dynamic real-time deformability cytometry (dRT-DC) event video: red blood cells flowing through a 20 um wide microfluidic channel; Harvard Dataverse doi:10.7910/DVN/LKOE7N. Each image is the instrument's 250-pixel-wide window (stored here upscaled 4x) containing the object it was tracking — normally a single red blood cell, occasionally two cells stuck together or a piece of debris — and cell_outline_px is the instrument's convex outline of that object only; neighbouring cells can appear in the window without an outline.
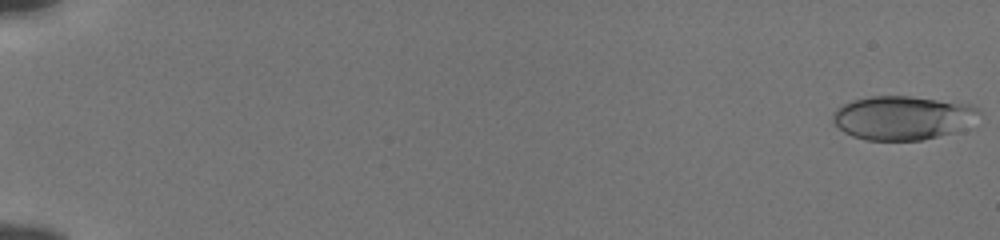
{"species": "human", "species_latin": "Homo sapiens", "temperature_condition": "cold", "stored_images_in_passage": 55, "camera_frame_rate_fps": 3000, "um_per_image_px": 0.085, "donor": {"sex": "male"}, "frame": {"image": 1, "passage_image": 1, "time_ms": 0.0, "image_size_px": [1000, 240], "cell_outline_px": [[980, 112], [952, 132], [920, 140], [864, 140], [852, 136], [844, 132], [832, 124], [832, 116], [836, 108], [852, 100], [872, 96], [908, 96], [968, 104], [980, 108]], "centroid_in_image_um": [76.58, 10.0], "position_along_channel_um": 8.4, "area_um2": 36.65}}
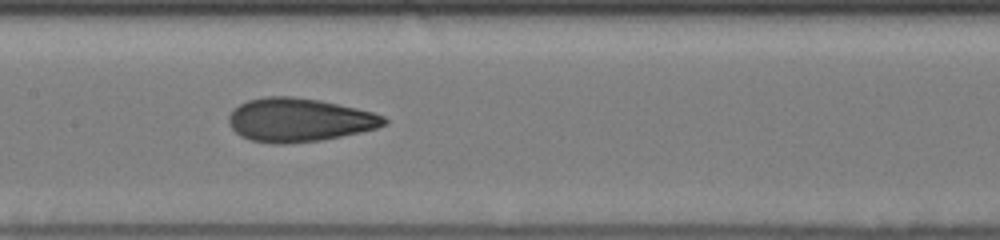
{"frame": {"image": 2, "passage_image": 30, "time_ms": 9.667, "image_size_px": [1000, 240], "cell_outline_px": [[388, 124], [376, 128], [360, 132], [320, 140], [284, 144], [272, 144], [252, 140], [240, 136], [228, 124], [228, 116], [240, 104], [248, 100], [264, 96], [292, 96], [320, 100], [356, 108], [372, 112], [384, 116], [388, 120]], "centroid_in_image_um": [25.42, 10.19], "position_along_channel_um": 182.0, "area_um2": 39.36}}
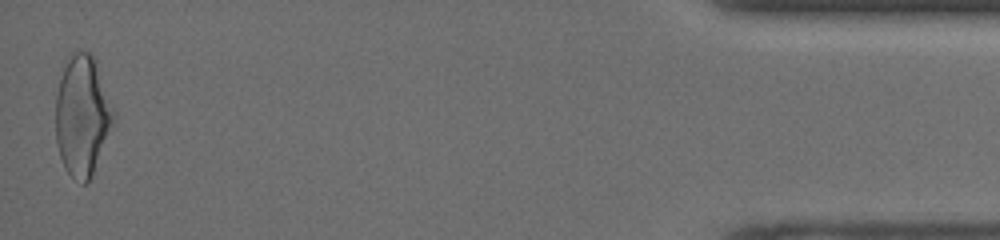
{"frame": {"image": 3, "passage_image": 55, "time_ms": 18.0, "image_size_px": [1000, 240], "cell_outline_px": [[116, 120], [92, 176], [84, 184], [80, 184], [64, 168], [60, 156], [56, 140], [56, 96], [60, 80], [64, 68], [68, 60], [76, 52], [88, 52], [96, 60], [116, 112]], "centroid_in_image_um": [7.04, 9.88], "position_along_channel_um": 428.2, "area_um2": 40.75}, "authors_computed_cell_mechanics": {"area_um2": 37.57, "velocity_mm_per_s": 3.8572, "shape_relaxation_time_tau1_ms": 6.5362, "shape_relaxation_time_tau2_ms": 1.154, "deformation_change_tau1": 0.1986, "deformation_change_tau2": 0.07}}